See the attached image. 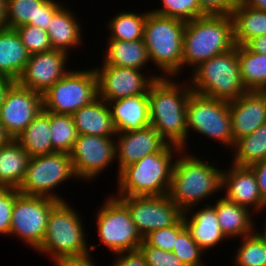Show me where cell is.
I'll use <instances>...</instances> for the list:
<instances>
[{
    "mask_svg": "<svg viewBox=\"0 0 266 266\" xmlns=\"http://www.w3.org/2000/svg\"><path fill=\"white\" fill-rule=\"evenodd\" d=\"M50 137L55 152L70 153L78 132L72 115L50 112Z\"/></svg>",
    "mask_w": 266,
    "mask_h": 266,
    "instance_id": "obj_34",
    "label": "cell"
},
{
    "mask_svg": "<svg viewBox=\"0 0 266 266\" xmlns=\"http://www.w3.org/2000/svg\"><path fill=\"white\" fill-rule=\"evenodd\" d=\"M233 149L235 151L230 162L239 166H250L266 158V123L236 140Z\"/></svg>",
    "mask_w": 266,
    "mask_h": 266,
    "instance_id": "obj_32",
    "label": "cell"
},
{
    "mask_svg": "<svg viewBox=\"0 0 266 266\" xmlns=\"http://www.w3.org/2000/svg\"><path fill=\"white\" fill-rule=\"evenodd\" d=\"M246 46L252 52L266 55V35L253 38L246 44Z\"/></svg>",
    "mask_w": 266,
    "mask_h": 266,
    "instance_id": "obj_48",
    "label": "cell"
},
{
    "mask_svg": "<svg viewBox=\"0 0 266 266\" xmlns=\"http://www.w3.org/2000/svg\"><path fill=\"white\" fill-rule=\"evenodd\" d=\"M111 266H148L139 250L114 254Z\"/></svg>",
    "mask_w": 266,
    "mask_h": 266,
    "instance_id": "obj_45",
    "label": "cell"
},
{
    "mask_svg": "<svg viewBox=\"0 0 266 266\" xmlns=\"http://www.w3.org/2000/svg\"><path fill=\"white\" fill-rule=\"evenodd\" d=\"M77 179L70 153L53 152L31 157L18 191L23 195L43 196L65 201L55 190L69 179ZM62 197V198H61Z\"/></svg>",
    "mask_w": 266,
    "mask_h": 266,
    "instance_id": "obj_9",
    "label": "cell"
},
{
    "mask_svg": "<svg viewBox=\"0 0 266 266\" xmlns=\"http://www.w3.org/2000/svg\"><path fill=\"white\" fill-rule=\"evenodd\" d=\"M182 149L167 144L160 152L146 155L140 161L124 167L117 174V195L161 196L168 195L174 165V157Z\"/></svg>",
    "mask_w": 266,
    "mask_h": 266,
    "instance_id": "obj_4",
    "label": "cell"
},
{
    "mask_svg": "<svg viewBox=\"0 0 266 266\" xmlns=\"http://www.w3.org/2000/svg\"><path fill=\"white\" fill-rule=\"evenodd\" d=\"M236 46L231 15L206 14L186 22L183 33L182 69H195L213 56Z\"/></svg>",
    "mask_w": 266,
    "mask_h": 266,
    "instance_id": "obj_3",
    "label": "cell"
},
{
    "mask_svg": "<svg viewBox=\"0 0 266 266\" xmlns=\"http://www.w3.org/2000/svg\"><path fill=\"white\" fill-rule=\"evenodd\" d=\"M12 140V137L8 134L3 123L0 121V146L9 143Z\"/></svg>",
    "mask_w": 266,
    "mask_h": 266,
    "instance_id": "obj_52",
    "label": "cell"
},
{
    "mask_svg": "<svg viewBox=\"0 0 266 266\" xmlns=\"http://www.w3.org/2000/svg\"><path fill=\"white\" fill-rule=\"evenodd\" d=\"M117 133L150 126L148 94L107 102Z\"/></svg>",
    "mask_w": 266,
    "mask_h": 266,
    "instance_id": "obj_22",
    "label": "cell"
},
{
    "mask_svg": "<svg viewBox=\"0 0 266 266\" xmlns=\"http://www.w3.org/2000/svg\"><path fill=\"white\" fill-rule=\"evenodd\" d=\"M229 111L235 143L266 123V95L263 91H247L239 98L229 101Z\"/></svg>",
    "mask_w": 266,
    "mask_h": 266,
    "instance_id": "obj_20",
    "label": "cell"
},
{
    "mask_svg": "<svg viewBox=\"0 0 266 266\" xmlns=\"http://www.w3.org/2000/svg\"><path fill=\"white\" fill-rule=\"evenodd\" d=\"M58 202L48 197L20 193L12 208L10 236L37 251L44 240L49 214Z\"/></svg>",
    "mask_w": 266,
    "mask_h": 266,
    "instance_id": "obj_12",
    "label": "cell"
},
{
    "mask_svg": "<svg viewBox=\"0 0 266 266\" xmlns=\"http://www.w3.org/2000/svg\"><path fill=\"white\" fill-rule=\"evenodd\" d=\"M30 154L16 139L0 146V187L18 189L28 168Z\"/></svg>",
    "mask_w": 266,
    "mask_h": 266,
    "instance_id": "obj_28",
    "label": "cell"
},
{
    "mask_svg": "<svg viewBox=\"0 0 266 266\" xmlns=\"http://www.w3.org/2000/svg\"><path fill=\"white\" fill-rule=\"evenodd\" d=\"M262 91L266 95V87Z\"/></svg>",
    "mask_w": 266,
    "mask_h": 266,
    "instance_id": "obj_54",
    "label": "cell"
},
{
    "mask_svg": "<svg viewBox=\"0 0 266 266\" xmlns=\"http://www.w3.org/2000/svg\"><path fill=\"white\" fill-rule=\"evenodd\" d=\"M240 245L233 255L235 266H266V242L255 233L240 238Z\"/></svg>",
    "mask_w": 266,
    "mask_h": 266,
    "instance_id": "obj_35",
    "label": "cell"
},
{
    "mask_svg": "<svg viewBox=\"0 0 266 266\" xmlns=\"http://www.w3.org/2000/svg\"><path fill=\"white\" fill-rule=\"evenodd\" d=\"M173 77L156 79L148 91L150 125L171 145L187 150L186 107L192 92L190 83ZM178 82V83H176ZM188 83V84H187Z\"/></svg>",
    "mask_w": 266,
    "mask_h": 266,
    "instance_id": "obj_1",
    "label": "cell"
},
{
    "mask_svg": "<svg viewBox=\"0 0 266 266\" xmlns=\"http://www.w3.org/2000/svg\"><path fill=\"white\" fill-rule=\"evenodd\" d=\"M43 96V110L72 115L98 97L95 69H70Z\"/></svg>",
    "mask_w": 266,
    "mask_h": 266,
    "instance_id": "obj_11",
    "label": "cell"
},
{
    "mask_svg": "<svg viewBox=\"0 0 266 266\" xmlns=\"http://www.w3.org/2000/svg\"><path fill=\"white\" fill-rule=\"evenodd\" d=\"M69 56L68 53L55 49L32 54L17 82L43 94L70 70L66 68L69 67Z\"/></svg>",
    "mask_w": 266,
    "mask_h": 266,
    "instance_id": "obj_17",
    "label": "cell"
},
{
    "mask_svg": "<svg viewBox=\"0 0 266 266\" xmlns=\"http://www.w3.org/2000/svg\"><path fill=\"white\" fill-rule=\"evenodd\" d=\"M266 209V204L259 210L257 211L258 213H262V211H264ZM264 227V228H263ZM263 227H262V231L258 230L256 227H254V233L262 240H264L266 242V219H265V223H263Z\"/></svg>",
    "mask_w": 266,
    "mask_h": 266,
    "instance_id": "obj_53",
    "label": "cell"
},
{
    "mask_svg": "<svg viewBox=\"0 0 266 266\" xmlns=\"http://www.w3.org/2000/svg\"><path fill=\"white\" fill-rule=\"evenodd\" d=\"M78 134L115 137L117 132L108 103L97 97L72 114Z\"/></svg>",
    "mask_w": 266,
    "mask_h": 266,
    "instance_id": "obj_23",
    "label": "cell"
},
{
    "mask_svg": "<svg viewBox=\"0 0 266 266\" xmlns=\"http://www.w3.org/2000/svg\"><path fill=\"white\" fill-rule=\"evenodd\" d=\"M115 137L78 134L70 152L74 173L82 181H94L116 160ZM114 161V162H113Z\"/></svg>",
    "mask_w": 266,
    "mask_h": 266,
    "instance_id": "obj_14",
    "label": "cell"
},
{
    "mask_svg": "<svg viewBox=\"0 0 266 266\" xmlns=\"http://www.w3.org/2000/svg\"><path fill=\"white\" fill-rule=\"evenodd\" d=\"M8 28L6 0H0V29Z\"/></svg>",
    "mask_w": 266,
    "mask_h": 266,
    "instance_id": "obj_51",
    "label": "cell"
},
{
    "mask_svg": "<svg viewBox=\"0 0 266 266\" xmlns=\"http://www.w3.org/2000/svg\"><path fill=\"white\" fill-rule=\"evenodd\" d=\"M186 119L187 138L192 131L198 136L213 139L232 151L234 137L228 101L191 92L187 101Z\"/></svg>",
    "mask_w": 266,
    "mask_h": 266,
    "instance_id": "obj_8",
    "label": "cell"
},
{
    "mask_svg": "<svg viewBox=\"0 0 266 266\" xmlns=\"http://www.w3.org/2000/svg\"><path fill=\"white\" fill-rule=\"evenodd\" d=\"M18 189L0 187V235L10 236L12 208Z\"/></svg>",
    "mask_w": 266,
    "mask_h": 266,
    "instance_id": "obj_41",
    "label": "cell"
},
{
    "mask_svg": "<svg viewBox=\"0 0 266 266\" xmlns=\"http://www.w3.org/2000/svg\"><path fill=\"white\" fill-rule=\"evenodd\" d=\"M231 16L236 45H246L253 38L266 35V11L250 8L239 1Z\"/></svg>",
    "mask_w": 266,
    "mask_h": 266,
    "instance_id": "obj_30",
    "label": "cell"
},
{
    "mask_svg": "<svg viewBox=\"0 0 266 266\" xmlns=\"http://www.w3.org/2000/svg\"><path fill=\"white\" fill-rule=\"evenodd\" d=\"M76 18V13L63 5L51 18L47 33L51 46L55 50H61L69 55L72 50L82 45V26ZM74 48V49H72Z\"/></svg>",
    "mask_w": 266,
    "mask_h": 266,
    "instance_id": "obj_24",
    "label": "cell"
},
{
    "mask_svg": "<svg viewBox=\"0 0 266 266\" xmlns=\"http://www.w3.org/2000/svg\"><path fill=\"white\" fill-rule=\"evenodd\" d=\"M107 23L109 29L108 40L135 41L143 39L144 25L147 11L136 12L122 11L111 17Z\"/></svg>",
    "mask_w": 266,
    "mask_h": 266,
    "instance_id": "obj_33",
    "label": "cell"
},
{
    "mask_svg": "<svg viewBox=\"0 0 266 266\" xmlns=\"http://www.w3.org/2000/svg\"><path fill=\"white\" fill-rule=\"evenodd\" d=\"M50 129V112L42 110L16 140L30 157L50 154L55 152L52 148Z\"/></svg>",
    "mask_w": 266,
    "mask_h": 266,
    "instance_id": "obj_29",
    "label": "cell"
},
{
    "mask_svg": "<svg viewBox=\"0 0 266 266\" xmlns=\"http://www.w3.org/2000/svg\"><path fill=\"white\" fill-rule=\"evenodd\" d=\"M203 204L204 206L202 205L197 211L194 210V207L185 211L183 219L193 240L204 252L208 253L207 250H211L219 243H223L222 241L229 239L221 230L213 204L206 202Z\"/></svg>",
    "mask_w": 266,
    "mask_h": 266,
    "instance_id": "obj_21",
    "label": "cell"
},
{
    "mask_svg": "<svg viewBox=\"0 0 266 266\" xmlns=\"http://www.w3.org/2000/svg\"><path fill=\"white\" fill-rule=\"evenodd\" d=\"M144 256L148 266H184L182 261L173 253L148 246L144 241L138 249Z\"/></svg>",
    "mask_w": 266,
    "mask_h": 266,
    "instance_id": "obj_42",
    "label": "cell"
},
{
    "mask_svg": "<svg viewBox=\"0 0 266 266\" xmlns=\"http://www.w3.org/2000/svg\"><path fill=\"white\" fill-rule=\"evenodd\" d=\"M29 56L15 29H0V76L17 81L26 67Z\"/></svg>",
    "mask_w": 266,
    "mask_h": 266,
    "instance_id": "obj_27",
    "label": "cell"
},
{
    "mask_svg": "<svg viewBox=\"0 0 266 266\" xmlns=\"http://www.w3.org/2000/svg\"><path fill=\"white\" fill-rule=\"evenodd\" d=\"M240 74L248 91H262L266 87V55L252 52L246 45H238Z\"/></svg>",
    "mask_w": 266,
    "mask_h": 266,
    "instance_id": "obj_31",
    "label": "cell"
},
{
    "mask_svg": "<svg viewBox=\"0 0 266 266\" xmlns=\"http://www.w3.org/2000/svg\"><path fill=\"white\" fill-rule=\"evenodd\" d=\"M102 65L146 70L151 64L143 39L135 41L107 40Z\"/></svg>",
    "mask_w": 266,
    "mask_h": 266,
    "instance_id": "obj_26",
    "label": "cell"
},
{
    "mask_svg": "<svg viewBox=\"0 0 266 266\" xmlns=\"http://www.w3.org/2000/svg\"><path fill=\"white\" fill-rule=\"evenodd\" d=\"M97 234L112 254L136 251L143 242L127 206L114 195H108L96 212Z\"/></svg>",
    "mask_w": 266,
    "mask_h": 266,
    "instance_id": "obj_10",
    "label": "cell"
},
{
    "mask_svg": "<svg viewBox=\"0 0 266 266\" xmlns=\"http://www.w3.org/2000/svg\"><path fill=\"white\" fill-rule=\"evenodd\" d=\"M97 75L98 97L106 102L119 100L129 96L148 94L151 84L161 78L158 73L150 71L101 65L94 67ZM142 71V72H141Z\"/></svg>",
    "mask_w": 266,
    "mask_h": 266,
    "instance_id": "obj_15",
    "label": "cell"
},
{
    "mask_svg": "<svg viewBox=\"0 0 266 266\" xmlns=\"http://www.w3.org/2000/svg\"><path fill=\"white\" fill-rule=\"evenodd\" d=\"M190 73L188 81L192 92L203 96L229 102L248 91L240 74L238 45L211 57Z\"/></svg>",
    "mask_w": 266,
    "mask_h": 266,
    "instance_id": "obj_6",
    "label": "cell"
},
{
    "mask_svg": "<svg viewBox=\"0 0 266 266\" xmlns=\"http://www.w3.org/2000/svg\"><path fill=\"white\" fill-rule=\"evenodd\" d=\"M240 0H198L205 14L232 15Z\"/></svg>",
    "mask_w": 266,
    "mask_h": 266,
    "instance_id": "obj_43",
    "label": "cell"
},
{
    "mask_svg": "<svg viewBox=\"0 0 266 266\" xmlns=\"http://www.w3.org/2000/svg\"><path fill=\"white\" fill-rule=\"evenodd\" d=\"M213 204L221 230L228 239H240L254 233L256 222L252 214L255 213L249 208L229 201L225 197L217 199Z\"/></svg>",
    "mask_w": 266,
    "mask_h": 266,
    "instance_id": "obj_25",
    "label": "cell"
},
{
    "mask_svg": "<svg viewBox=\"0 0 266 266\" xmlns=\"http://www.w3.org/2000/svg\"><path fill=\"white\" fill-rule=\"evenodd\" d=\"M240 2L250 8L266 11V0H240Z\"/></svg>",
    "mask_w": 266,
    "mask_h": 266,
    "instance_id": "obj_50",
    "label": "cell"
},
{
    "mask_svg": "<svg viewBox=\"0 0 266 266\" xmlns=\"http://www.w3.org/2000/svg\"><path fill=\"white\" fill-rule=\"evenodd\" d=\"M231 164V168L223 169L222 190H225L223 196L238 205L251 208V211L256 213L266 201L260 195L253 169L250 166Z\"/></svg>",
    "mask_w": 266,
    "mask_h": 266,
    "instance_id": "obj_19",
    "label": "cell"
},
{
    "mask_svg": "<svg viewBox=\"0 0 266 266\" xmlns=\"http://www.w3.org/2000/svg\"><path fill=\"white\" fill-rule=\"evenodd\" d=\"M59 0H44L37 9L36 26L47 30L52 16L63 6Z\"/></svg>",
    "mask_w": 266,
    "mask_h": 266,
    "instance_id": "obj_44",
    "label": "cell"
},
{
    "mask_svg": "<svg viewBox=\"0 0 266 266\" xmlns=\"http://www.w3.org/2000/svg\"><path fill=\"white\" fill-rule=\"evenodd\" d=\"M15 81L5 76H0V107L4 101L6 92Z\"/></svg>",
    "mask_w": 266,
    "mask_h": 266,
    "instance_id": "obj_49",
    "label": "cell"
},
{
    "mask_svg": "<svg viewBox=\"0 0 266 266\" xmlns=\"http://www.w3.org/2000/svg\"><path fill=\"white\" fill-rule=\"evenodd\" d=\"M44 0H6L8 28L16 29L22 25L36 26L38 6Z\"/></svg>",
    "mask_w": 266,
    "mask_h": 266,
    "instance_id": "obj_36",
    "label": "cell"
},
{
    "mask_svg": "<svg viewBox=\"0 0 266 266\" xmlns=\"http://www.w3.org/2000/svg\"><path fill=\"white\" fill-rule=\"evenodd\" d=\"M42 110V94L15 81L6 92L0 107V121L12 139H17Z\"/></svg>",
    "mask_w": 266,
    "mask_h": 266,
    "instance_id": "obj_16",
    "label": "cell"
},
{
    "mask_svg": "<svg viewBox=\"0 0 266 266\" xmlns=\"http://www.w3.org/2000/svg\"><path fill=\"white\" fill-rule=\"evenodd\" d=\"M250 167L256 175L260 195L266 201V158L250 165Z\"/></svg>",
    "mask_w": 266,
    "mask_h": 266,
    "instance_id": "obj_47",
    "label": "cell"
},
{
    "mask_svg": "<svg viewBox=\"0 0 266 266\" xmlns=\"http://www.w3.org/2000/svg\"><path fill=\"white\" fill-rule=\"evenodd\" d=\"M115 143L118 174L127 165L140 161L148 154L160 152L168 144L151 125L117 133Z\"/></svg>",
    "mask_w": 266,
    "mask_h": 266,
    "instance_id": "obj_18",
    "label": "cell"
},
{
    "mask_svg": "<svg viewBox=\"0 0 266 266\" xmlns=\"http://www.w3.org/2000/svg\"><path fill=\"white\" fill-rule=\"evenodd\" d=\"M129 209L133 223L142 237L150 231L176 224L183 211L168 195L161 196H115Z\"/></svg>",
    "mask_w": 266,
    "mask_h": 266,
    "instance_id": "obj_13",
    "label": "cell"
},
{
    "mask_svg": "<svg viewBox=\"0 0 266 266\" xmlns=\"http://www.w3.org/2000/svg\"><path fill=\"white\" fill-rule=\"evenodd\" d=\"M186 22L155 14L148 9L144 25L143 41L151 65L160 71L161 77H177L182 74L183 33ZM177 75V76H176Z\"/></svg>",
    "mask_w": 266,
    "mask_h": 266,
    "instance_id": "obj_5",
    "label": "cell"
},
{
    "mask_svg": "<svg viewBox=\"0 0 266 266\" xmlns=\"http://www.w3.org/2000/svg\"><path fill=\"white\" fill-rule=\"evenodd\" d=\"M162 6L150 11L166 17L179 19L185 22L206 15L198 0H161Z\"/></svg>",
    "mask_w": 266,
    "mask_h": 266,
    "instance_id": "obj_37",
    "label": "cell"
},
{
    "mask_svg": "<svg viewBox=\"0 0 266 266\" xmlns=\"http://www.w3.org/2000/svg\"><path fill=\"white\" fill-rule=\"evenodd\" d=\"M15 30L30 55L53 50L46 30L30 24L22 25Z\"/></svg>",
    "mask_w": 266,
    "mask_h": 266,
    "instance_id": "obj_39",
    "label": "cell"
},
{
    "mask_svg": "<svg viewBox=\"0 0 266 266\" xmlns=\"http://www.w3.org/2000/svg\"><path fill=\"white\" fill-rule=\"evenodd\" d=\"M173 253L182 261L184 266H205L202 258L204 251L193 240L186 227L178 234Z\"/></svg>",
    "mask_w": 266,
    "mask_h": 266,
    "instance_id": "obj_38",
    "label": "cell"
},
{
    "mask_svg": "<svg viewBox=\"0 0 266 266\" xmlns=\"http://www.w3.org/2000/svg\"><path fill=\"white\" fill-rule=\"evenodd\" d=\"M79 213L67 200L59 201L51 210L44 240L36 251L52 261L65 256L84 255L94 251L95 245L88 246L85 226Z\"/></svg>",
    "mask_w": 266,
    "mask_h": 266,
    "instance_id": "obj_7",
    "label": "cell"
},
{
    "mask_svg": "<svg viewBox=\"0 0 266 266\" xmlns=\"http://www.w3.org/2000/svg\"><path fill=\"white\" fill-rule=\"evenodd\" d=\"M91 252L78 256H65L54 260V266H97L90 255Z\"/></svg>",
    "mask_w": 266,
    "mask_h": 266,
    "instance_id": "obj_46",
    "label": "cell"
},
{
    "mask_svg": "<svg viewBox=\"0 0 266 266\" xmlns=\"http://www.w3.org/2000/svg\"><path fill=\"white\" fill-rule=\"evenodd\" d=\"M186 227L183 217L174 225L150 231L143 241L151 247L173 252L178 234Z\"/></svg>",
    "mask_w": 266,
    "mask_h": 266,
    "instance_id": "obj_40",
    "label": "cell"
},
{
    "mask_svg": "<svg viewBox=\"0 0 266 266\" xmlns=\"http://www.w3.org/2000/svg\"><path fill=\"white\" fill-rule=\"evenodd\" d=\"M180 154V155H179ZM175 157L168 196L183 212L222 192V168L181 150ZM215 193V194H214Z\"/></svg>",
    "mask_w": 266,
    "mask_h": 266,
    "instance_id": "obj_2",
    "label": "cell"
}]
</instances>
